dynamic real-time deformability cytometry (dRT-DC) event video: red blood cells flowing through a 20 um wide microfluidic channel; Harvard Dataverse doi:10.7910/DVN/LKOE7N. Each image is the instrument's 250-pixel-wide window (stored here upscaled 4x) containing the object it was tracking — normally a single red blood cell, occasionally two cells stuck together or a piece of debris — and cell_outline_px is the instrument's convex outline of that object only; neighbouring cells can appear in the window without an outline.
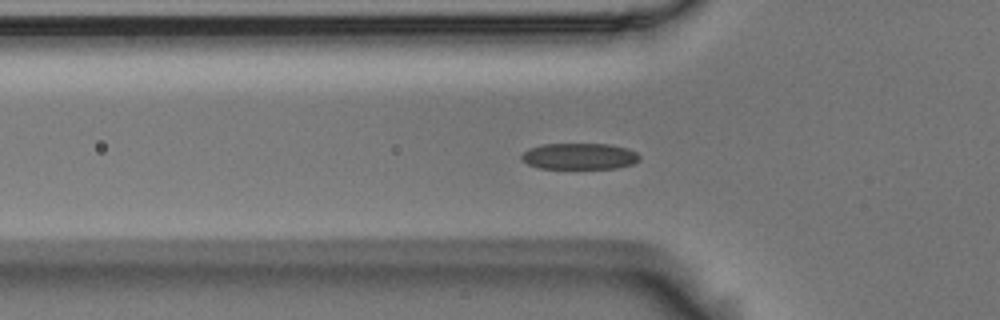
{"species": "Egyptian fruit bat (a non-hibernating species)", "species_latin": "Rousettus aegyptiacus", "temperature_condition": "room temperature", "stored_images_in_passage": 48, "camera_frame_rate_fps": 3000, "um_per_image_px": 0.085, "animal": {"sex": "male"}, "frame": {"image": 1, "passage_image": 10, "time_ms": 3.0, "image_size_px": [1000, 320], "cell_outline_px": [[640, 160], [632, 164], [616, 168], [540, 168], [528, 164], [520, 160], [520, 156], [528, 148], [544, 144], [608, 144], [628, 148], [636, 152], [640, 156]], "centroid_in_image_um": [49.24, 13.28], "position_along_channel_um": 76.6, "area_um2": 18.09}}
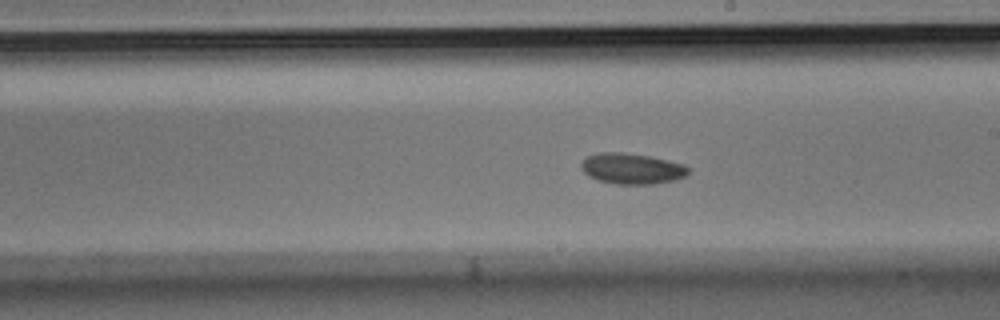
{"frame": {"image": 2, "passage_image": 23, "time_ms": 7.333, "image_size_px": [1000, 320], "cell_outline_px": [[688, 172], [684, 176], [676, 180], [656, 184], [616, 184], [596, 180], [588, 176], [580, 168], [580, 164], [588, 156], [600, 152], [620, 152], [648, 156], [668, 160], [684, 164], [688, 168]], "centroid_in_image_um": [53.69, 14.34], "position_along_channel_um": 235.3, "area_um2": 19.25}}
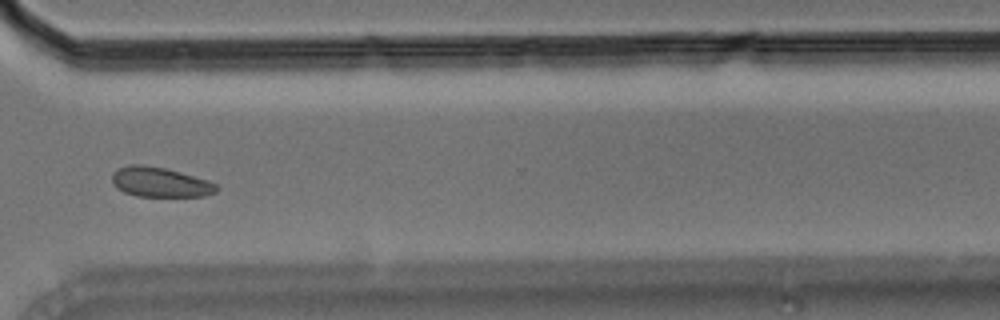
{"frame": {"image": 3, "passage_image": 33, "time_ms": 10.667, "image_size_px": [1000, 320], "cell_outline_px": [[216, 192], [204, 196], [136, 196], [124, 192], [116, 188], [112, 180], [112, 172], [116, 168], [132, 164], [144, 164], [164, 168], [180, 172], [208, 180], [216, 184]], "centroid_in_image_um": [13.56, 15.47], "position_along_channel_um": 357.0, "area_um2": 18.15}, "authors_computed_cell_mechanics": {"area_um2": 18.8717, "velocity_mm_per_s": 3.6473, "shape_relaxation_time_tau1_ms": 6.8048, "shape_relaxation_time_tau2_ms": null, "deformation_change_tau1": 0.1166, "deformation_change_tau2": null}}